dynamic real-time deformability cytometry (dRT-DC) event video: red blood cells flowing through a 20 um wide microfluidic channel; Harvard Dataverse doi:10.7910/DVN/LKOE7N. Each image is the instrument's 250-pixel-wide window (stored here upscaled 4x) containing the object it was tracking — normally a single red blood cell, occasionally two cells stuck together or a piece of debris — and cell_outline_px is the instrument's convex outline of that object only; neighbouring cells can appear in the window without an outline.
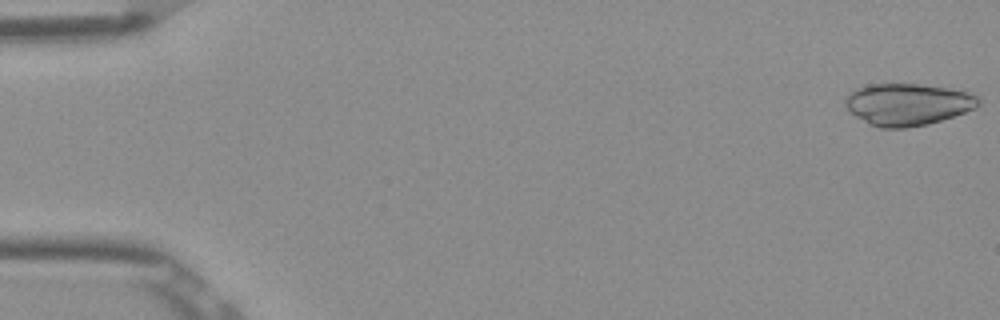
{"species": "Egyptian fruit bat (a non-hibernating species)", "species_latin": "Rousettus aegyptiacus", "temperature_condition": "room temperature", "stored_images_in_passage": 14, "camera_frame_rate_fps": 3000, "um_per_image_px": 0.085, "frame": {"image": 1, "passage_image": 1, "time_ms": 0.0, "image_size_px": [1000, 320], "cell_outline_px": [[980, 104], [976, 108], [928, 124], [904, 128], [880, 128], [868, 124], [848, 112], [844, 104], [844, 100], [856, 88], [868, 84], [916, 84], [948, 88], [972, 92], [980, 100]], "centroid_in_image_um": [77.13, 8.87], "position_along_channel_um": 7.9, "area_um2": 32.66}}